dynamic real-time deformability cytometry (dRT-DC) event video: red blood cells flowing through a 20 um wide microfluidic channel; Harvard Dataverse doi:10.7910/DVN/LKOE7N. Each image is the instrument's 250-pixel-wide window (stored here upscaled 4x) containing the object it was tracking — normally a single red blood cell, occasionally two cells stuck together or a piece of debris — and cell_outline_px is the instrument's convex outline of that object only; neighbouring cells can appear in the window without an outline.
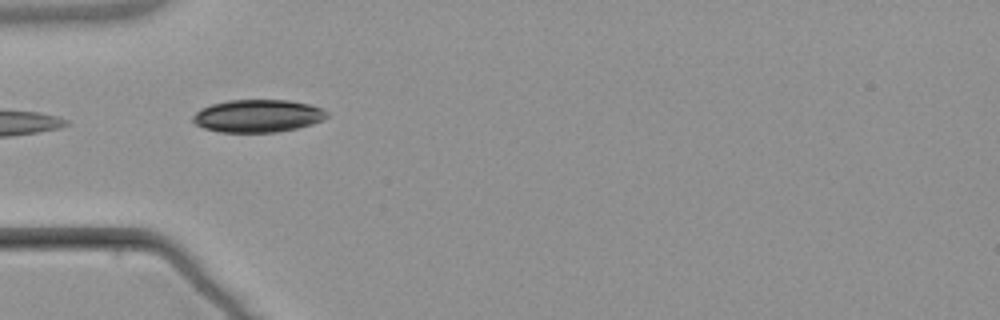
{"species": "common noctule bat (a hibernating species)", "species_latin": "Nyctalus noctula", "temperature_condition": "warm", "stored_images_in_passage": 4, "camera_frame_rate_fps": 3000, "um_per_image_px": 0.085, "animal": {"sex": "male", "body_mass_g": 21.5, "forearm_length_mm": 52.0}, "frame": {"image": 1, "passage_image": 3, "time_ms": 3.333, "image_size_px": [1000, 320], "cell_outline_px": [[328, 116], [312, 124], [296, 128], [276, 132], [220, 132], [204, 128], [196, 124], [192, 120], [192, 116], [200, 108], [212, 104], [228, 100], [288, 100], [308, 104], [320, 108], [328, 112]], "centroid_in_image_um": [21.88, 9.85], "position_along_channel_um": 63.1, "area_um2": 25.37}}
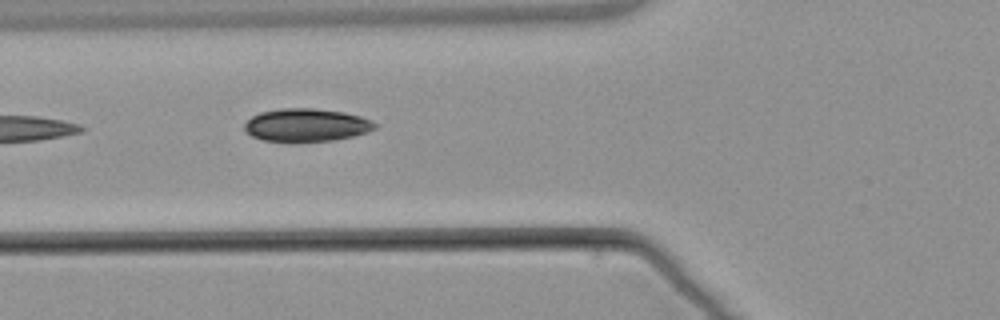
{"frame": {"image": 2, "passage_image": 4, "time_ms": 4.333, "image_size_px": [1000, 320], "cell_outline_px": [[376, 128], [368, 132], [336, 140], [264, 140], [252, 136], [244, 132], [244, 124], [252, 116], [260, 112], [280, 108], [316, 108], [344, 112], [360, 116], [372, 120], [376, 124]], "centroid_in_image_um": [26.05, 10.6], "position_along_channel_um": 99.8, "area_um2": 24.8}}